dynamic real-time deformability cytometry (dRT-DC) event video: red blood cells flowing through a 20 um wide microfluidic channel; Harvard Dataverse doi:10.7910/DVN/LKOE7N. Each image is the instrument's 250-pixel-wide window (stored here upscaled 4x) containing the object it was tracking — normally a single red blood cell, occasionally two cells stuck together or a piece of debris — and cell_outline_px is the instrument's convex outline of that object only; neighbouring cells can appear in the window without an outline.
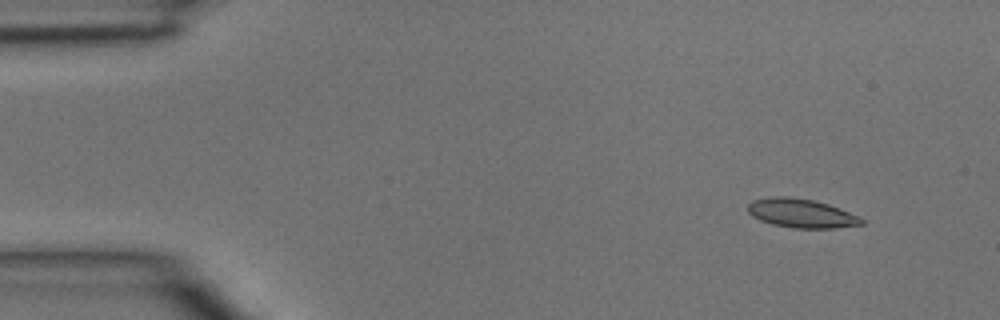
{"species": "common noctule bat (a hibernating species)", "species_latin": "Nyctalus noctula", "temperature_condition": "room temperature", "stored_images_in_passage": 3, "camera_frame_rate_fps": 3000, "um_per_image_px": 0.085, "animal": {"sex": "male", "body_mass_g": 15.6}, "frame": {"image": 1, "passage_image": 1, "time_ms": 0.0, "image_size_px": [1000, 320], "cell_outline_px": [[864, 224], [836, 228], [796, 228], [772, 224], [760, 220], [752, 216], [748, 212], [748, 204], [752, 200], [772, 196], [788, 196], [812, 200], [828, 204], [860, 216], [864, 220]], "centroid_in_image_um": [68.11, 18.13], "position_along_channel_um": 16.9, "area_um2": 19.19}}